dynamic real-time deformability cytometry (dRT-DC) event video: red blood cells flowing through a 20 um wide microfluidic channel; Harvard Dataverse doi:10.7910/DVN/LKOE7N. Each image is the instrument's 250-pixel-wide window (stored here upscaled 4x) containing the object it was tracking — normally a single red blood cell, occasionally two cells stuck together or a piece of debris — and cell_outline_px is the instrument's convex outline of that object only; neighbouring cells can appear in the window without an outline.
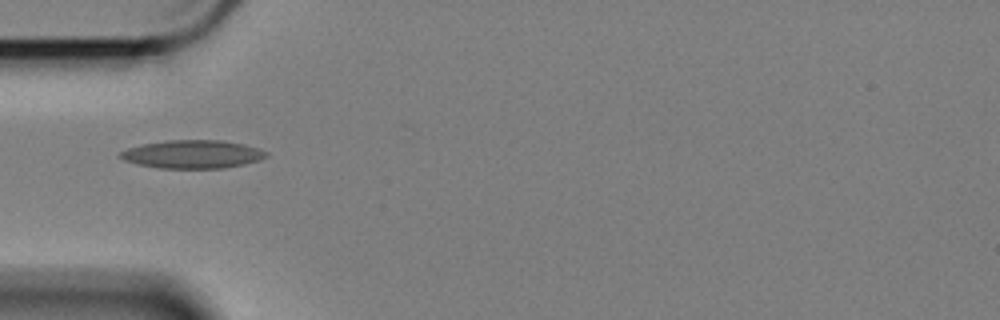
{"species": "Egyptian fruit bat (a non-hibernating species)", "species_latin": "Rousettus aegyptiacus", "temperature_condition": "cold", "stored_images_in_passage": 16, "camera_frame_rate_fps": 3000, "um_per_image_px": 0.085, "animal": {"sex": "female"}, "frame": {"image": 1, "passage_image": 1, "time_ms": 0.0, "image_size_px": [1000, 320], "cell_outline_px": [[268, 156], [260, 160], [244, 164], [224, 168], [160, 168], [140, 164], [124, 160], [120, 156], [120, 152], [128, 148], [144, 144], [168, 140], [220, 140], [244, 144], [268, 152]], "centroid_in_image_um": [16.41, 13.11], "position_along_channel_um": 68.6, "area_um2": 23.76}}